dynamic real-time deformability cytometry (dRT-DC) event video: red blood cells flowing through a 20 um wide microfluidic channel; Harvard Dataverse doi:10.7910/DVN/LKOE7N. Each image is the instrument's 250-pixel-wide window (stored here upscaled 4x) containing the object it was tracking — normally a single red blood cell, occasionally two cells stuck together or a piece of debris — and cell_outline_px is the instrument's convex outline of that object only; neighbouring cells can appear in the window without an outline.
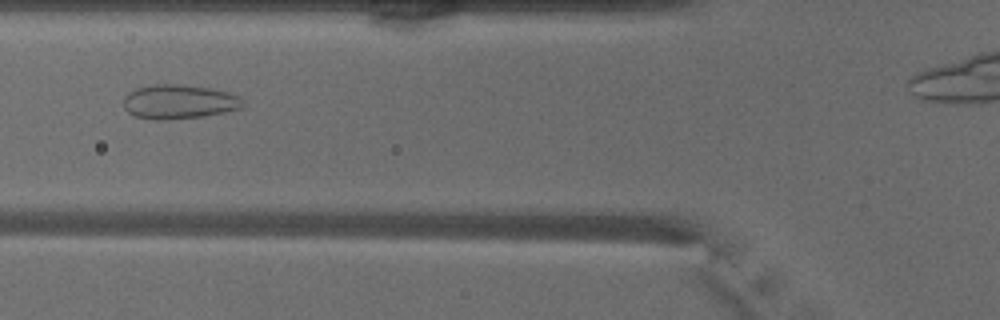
{"species": "common noctule bat (a hibernating species)", "species_latin": "Nyctalus noctula", "temperature_condition": "warm", "stored_images_in_passage": 42, "camera_frame_rate_fps": 3000, "um_per_image_px": 0.085, "animal": {"sex": "male", "body_mass_g": 18.8}, "frame": {"image": 1, "passage_image": 17, "time_ms": 5.333, "image_size_px": [1000, 320], "cell_outline_px": [[244, 104], [240, 108], [224, 112], [204, 116], [164, 120], [152, 120], [136, 116], [128, 112], [124, 108], [124, 96], [128, 92], [136, 88], [152, 84], [180, 84], [212, 88], [236, 96], [244, 100]], "centroid_in_image_um": [15.17, 8.65], "position_along_channel_um": 110.6, "area_um2": 23.81}}
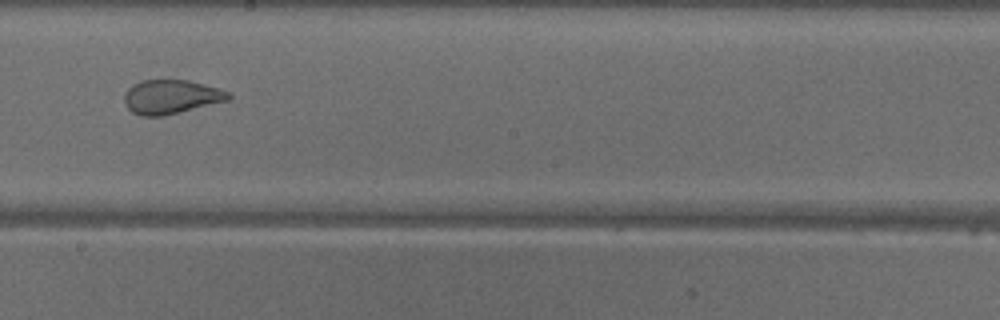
{"frame": {"image": 2, "passage_image": 26, "time_ms": 8.333, "image_size_px": [1000, 320], "cell_outline_px": [[232, 96], [228, 100], [164, 116], [140, 116], [132, 112], [124, 104], [124, 96], [128, 88], [132, 84], [144, 80], [188, 80], [220, 88], [228, 92]], "centroid_in_image_um": [14.52, 8.23], "position_along_channel_um": 233.7, "area_um2": 20.69}}
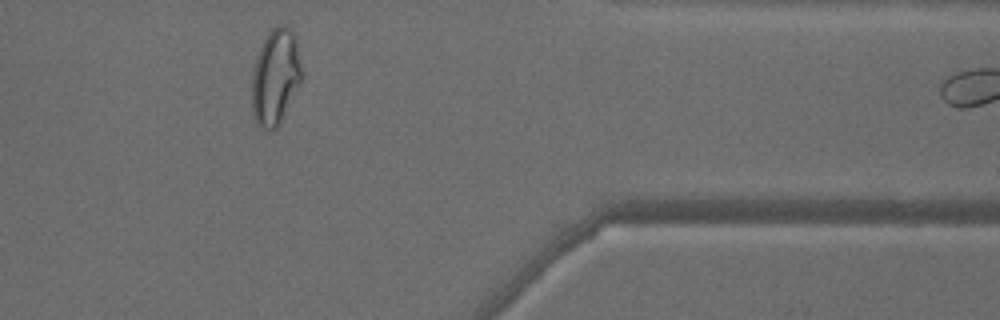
{"frame": {"image": 3, "passage_image": 39, "time_ms": 12.667, "image_size_px": [1000, 320], "cell_outline_px": [[304, 76], [300, 84], [276, 128], [272, 132], [256, 124], [252, 112], [252, 76], [256, 56], [268, 32], [272, 28], [280, 24], [284, 24], [296, 36], [304, 72]], "centroid_in_image_um": [23.43, 6.51], "position_along_channel_um": 388.0, "area_um2": 28.15}, "authors_computed_cell_mechanics": {"area_um2": 26.2123, "velocity_mm_per_s": 4.0996, "shape_relaxation_time_tau1_ms": null, "shape_relaxation_time_tau2_ms": 0.7982, "deformation_change_tau1": null, "deformation_change_tau2": 0.0733}}